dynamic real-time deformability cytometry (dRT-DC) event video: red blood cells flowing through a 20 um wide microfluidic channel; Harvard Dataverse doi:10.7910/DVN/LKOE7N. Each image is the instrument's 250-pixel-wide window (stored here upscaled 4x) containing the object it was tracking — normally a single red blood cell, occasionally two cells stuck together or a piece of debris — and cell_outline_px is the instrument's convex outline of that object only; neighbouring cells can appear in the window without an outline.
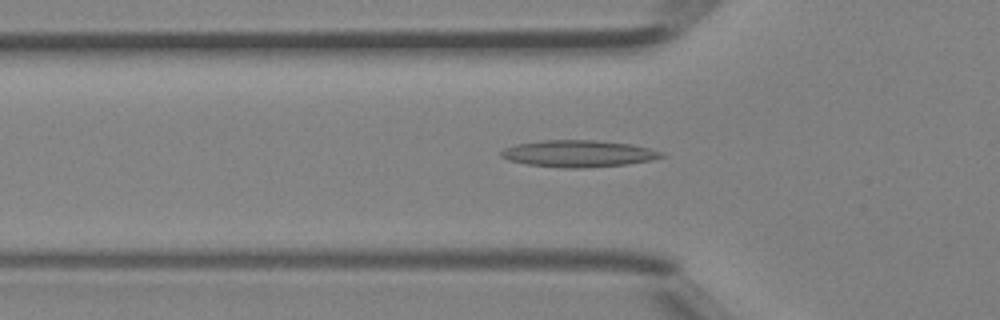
{"species": "Egyptian fruit bat (a non-hibernating species)", "species_latin": "Rousettus aegyptiacus", "temperature_condition": "room temperature", "stored_images_in_passage": 39, "camera_frame_rate_fps": 3000, "um_per_image_px": 0.085, "animal": {"sex": "female"}, "frame": {"image": 1, "passage_image": 11, "time_ms": 3.333, "image_size_px": [1000, 320], "cell_outline_px": [[664, 156], [652, 160], [624, 164], [580, 168], [564, 168], [528, 164], [508, 160], [500, 156], [500, 152], [504, 148], [516, 144], [544, 140], [596, 140], [632, 144], [664, 152]], "centroid_in_image_um": [49.15, 13.05], "position_along_channel_um": 76.6, "area_um2": 24.91}}
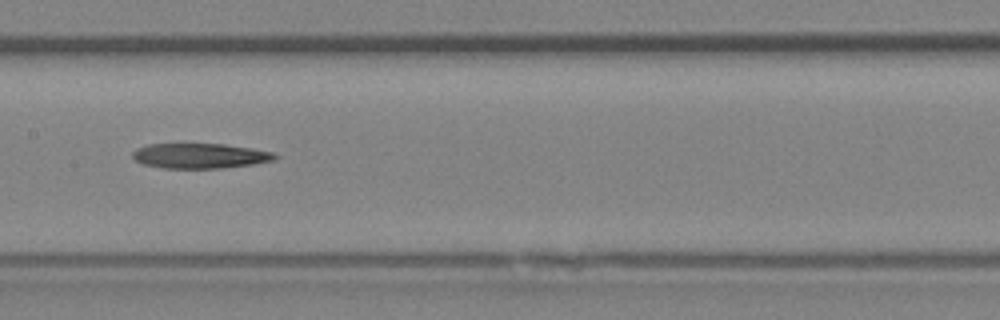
{"frame": {"image": 2, "passage_image": 18, "time_ms": 5.667, "image_size_px": [1000, 320], "cell_outline_px": [[280, 156], [272, 160], [252, 164], [224, 168], [164, 168], [144, 164], [136, 160], [132, 156], [132, 152], [136, 148], [148, 144], [224, 144], [252, 148], [272, 152]], "centroid_in_image_um": [16.99, 13.24], "position_along_channel_um": 190.4, "area_um2": 20.69}}
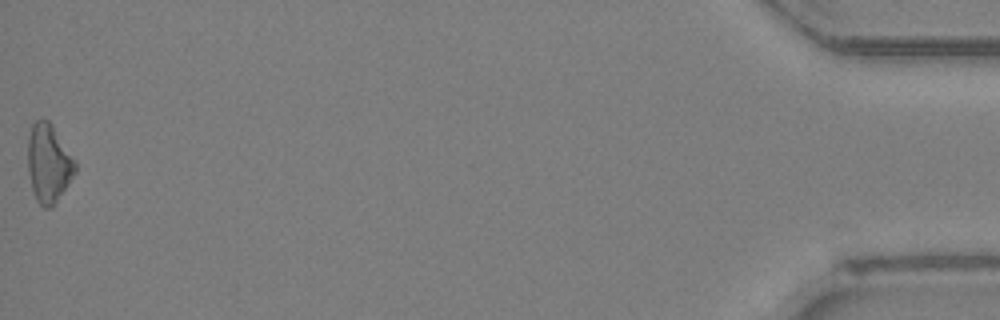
{"frame": {"image": 3, "passage_image": 39, "time_ms": 12.667, "image_size_px": [1000, 320], "cell_outline_px": [[76, 172], [56, 204], [52, 208], [44, 208], [36, 200], [32, 188], [28, 172], [28, 140], [32, 124], [40, 116], [48, 120], [52, 124], [76, 160]], "centroid_in_image_um": [4.15, 13.88], "position_along_channel_um": 431.1, "area_um2": 22.02}}